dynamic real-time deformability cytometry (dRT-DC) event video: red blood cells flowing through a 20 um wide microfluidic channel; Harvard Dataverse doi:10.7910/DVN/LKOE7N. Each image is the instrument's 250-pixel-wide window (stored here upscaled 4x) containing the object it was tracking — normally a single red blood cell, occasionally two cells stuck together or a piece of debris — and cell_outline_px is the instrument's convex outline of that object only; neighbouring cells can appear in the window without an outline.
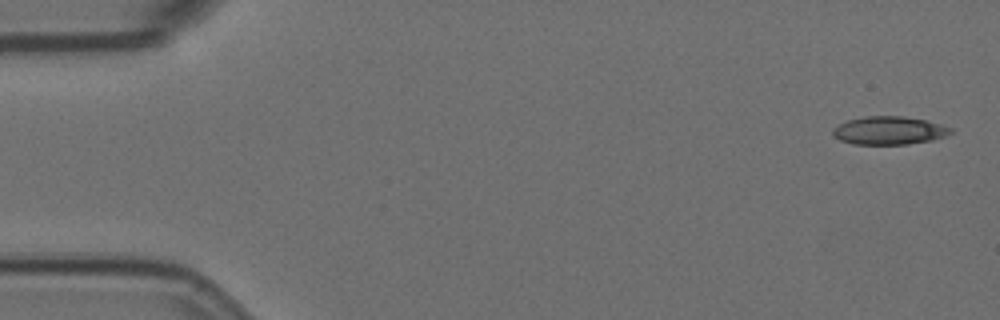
{"species": "Egyptian fruit bat (a non-hibernating species)", "species_latin": "Rousettus aegyptiacus", "temperature_condition": "room temperature", "stored_images_in_passage": 5, "camera_frame_rate_fps": 3000, "um_per_image_px": 0.085, "animal": {"sex": "female"}, "frame": {"image": 1, "passage_image": 1, "time_ms": 0.0, "image_size_px": [1000, 320], "cell_outline_px": [[952, 132], [944, 136], [932, 140], [908, 144], [852, 144], [840, 140], [832, 136], [832, 128], [848, 120], [864, 116], [904, 116], [924, 120], [940, 124], [952, 128]], "centroid_in_image_um": [75.54, 11.09], "position_along_channel_um": 9.5, "area_um2": 19.31}}
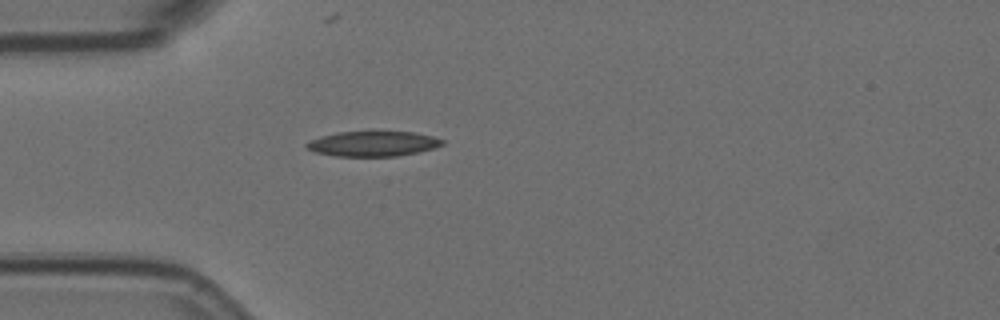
{"frame": {"image": 2, "passage_image": 5, "time_ms": 1.333, "image_size_px": [1000, 320], "cell_outline_px": [[444, 144], [432, 148], [416, 152], [396, 156], [336, 156], [316, 152], [304, 148], [304, 144], [320, 136], [340, 132], [372, 128], [412, 132], [432, 136], [444, 140]], "centroid_in_image_um": [31.67, 12.16], "position_along_channel_um": 53.3, "area_um2": 20.63}}